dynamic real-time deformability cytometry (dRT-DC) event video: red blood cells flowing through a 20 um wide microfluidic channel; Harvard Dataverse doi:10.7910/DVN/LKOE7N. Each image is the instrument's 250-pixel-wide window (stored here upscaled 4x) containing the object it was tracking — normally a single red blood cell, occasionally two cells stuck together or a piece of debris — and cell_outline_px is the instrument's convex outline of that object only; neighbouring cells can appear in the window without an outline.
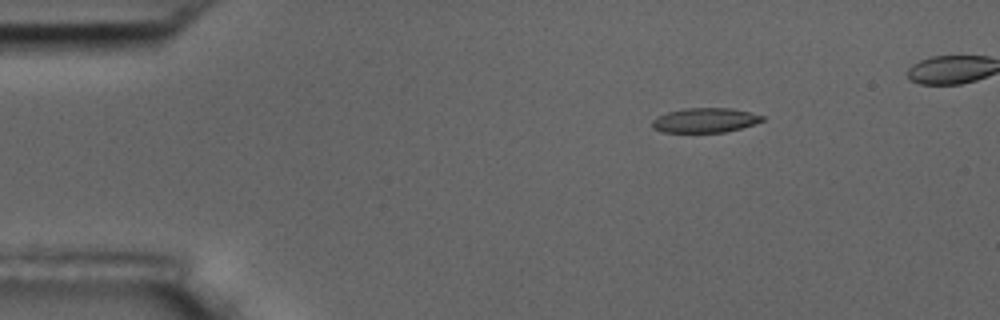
{"species": "common noctule bat (a hibernating species)", "species_latin": "Nyctalus noctula", "temperature_condition": "room temperature", "stored_images_in_passage": 6, "camera_frame_rate_fps": 3000, "um_per_image_px": 0.085, "animal": {"sex": "male", "body_mass_g": 17.5, "forearm_length_mm": 52.3}, "frame": {"image": 1, "passage_image": 3, "time_ms": 2.333, "image_size_px": [1000, 320], "cell_outline_px": [[764, 120], [740, 128], [724, 132], [664, 132], [652, 128], [652, 120], [656, 116], [668, 112], [684, 108], [732, 108], [764, 116]], "centroid_in_image_um": [59.88, 10.22], "position_along_channel_um": 25.1, "area_um2": 15.66}}